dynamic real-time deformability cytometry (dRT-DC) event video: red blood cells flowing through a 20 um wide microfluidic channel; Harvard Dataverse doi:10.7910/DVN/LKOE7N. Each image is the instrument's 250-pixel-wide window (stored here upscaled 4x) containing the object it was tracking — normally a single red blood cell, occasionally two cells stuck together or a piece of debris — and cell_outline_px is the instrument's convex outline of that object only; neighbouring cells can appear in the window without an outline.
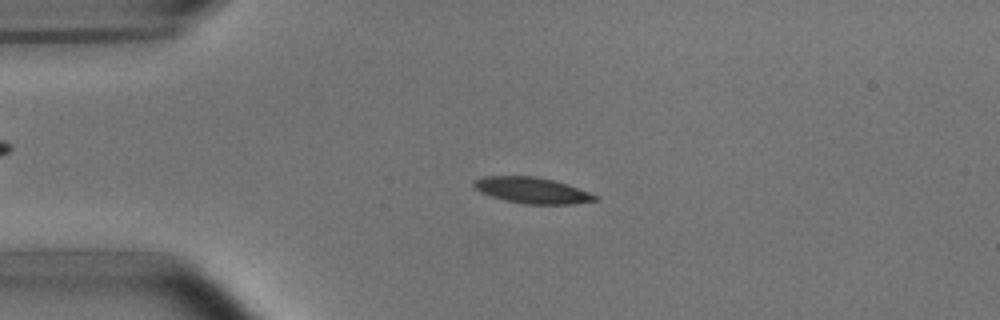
{"species": "common noctule bat (a hibernating species)", "species_latin": "Nyctalus noctula", "temperature_condition": "room temperature", "stored_images_in_passage": 53, "camera_frame_rate_fps": 3000, "um_per_image_px": 0.085, "animal": {"sex": "male", "body_mass_g": 15.6}, "frame": {"image": 1, "passage_image": 12, "time_ms": 3.667, "image_size_px": [1000, 320], "cell_outline_px": [[600, 200], [572, 204], [524, 204], [504, 200], [480, 192], [472, 188], [472, 184], [476, 180], [484, 176], [536, 176], [552, 180], [588, 192], [596, 196]], "centroid_in_image_um": [45.17, 16.18], "position_along_channel_um": 39.8, "area_um2": 18.21}}
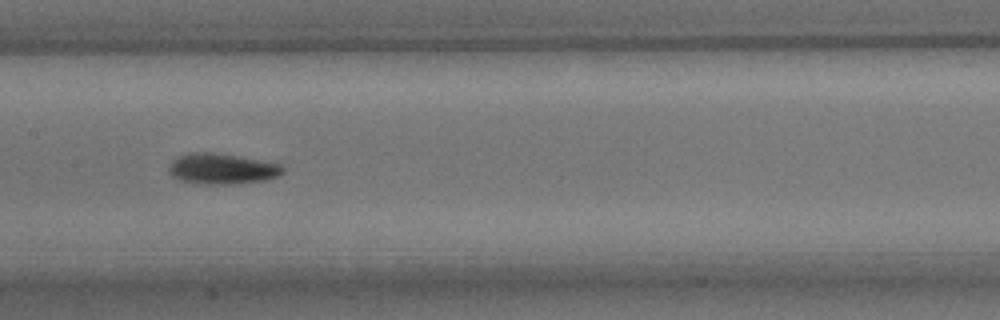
{"frame": {"image": 2, "passage_image": 26, "time_ms": 8.333, "image_size_px": [1000, 320], "cell_outline_px": [[284, 172], [280, 176], [268, 180], [232, 184], [204, 184], [180, 180], [172, 176], [168, 172], [168, 168], [172, 160], [176, 156], [188, 152], [216, 152], [264, 160], [280, 164], [284, 168]], "centroid_in_image_um": [18.88, 14.33], "position_along_channel_um": 188.5, "area_um2": 20.87}}
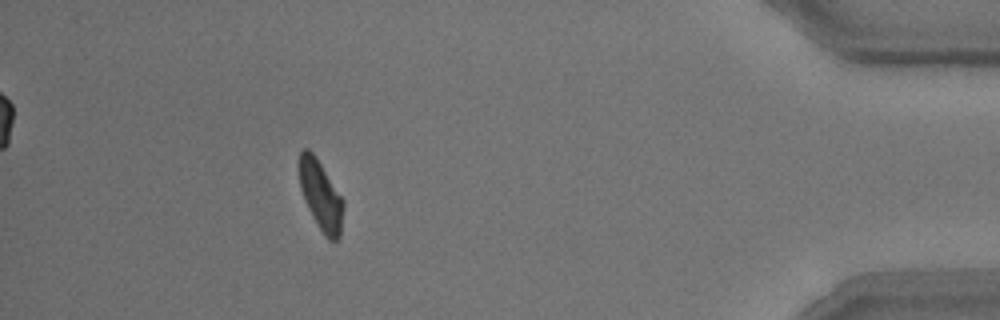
{"frame": {"image": 3, "passage_image": 48, "time_ms": 15.667, "image_size_px": [1000, 320], "cell_outline_px": [[344, 208], [340, 236], [336, 240], [328, 240], [324, 236], [312, 216], [304, 200], [300, 188], [296, 164], [300, 152], [304, 148], [308, 148], [312, 152], [344, 200]], "centroid_in_image_um": [27.23, 16.59], "position_along_channel_um": 408.0, "area_um2": 18.15}, "authors_computed_cell_mechanics": {"area_um2": 18.4382, "velocity_mm_per_s": 3.7265, "shape_relaxation_time_tau1_ms": 2.7181, "shape_relaxation_time_tau2_ms": 11.3975, "deformation_change_tau1": 0.1285, "deformation_change_tau2": 0.1645}}